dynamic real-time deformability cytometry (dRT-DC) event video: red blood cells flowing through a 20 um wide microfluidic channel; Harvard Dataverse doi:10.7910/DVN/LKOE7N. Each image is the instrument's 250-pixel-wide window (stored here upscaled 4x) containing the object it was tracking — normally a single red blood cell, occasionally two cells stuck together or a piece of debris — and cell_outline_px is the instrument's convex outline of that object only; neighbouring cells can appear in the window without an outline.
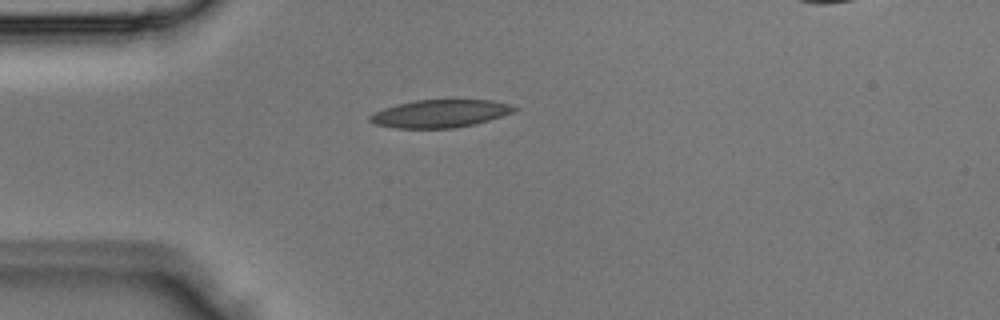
{"species": "Egyptian fruit bat (a non-hibernating species)", "species_latin": "Rousettus aegyptiacus", "temperature_condition": "room temperature", "stored_images_in_passage": 3, "camera_frame_rate_fps": 3000, "um_per_image_px": 0.085, "animal": {"sex": "male"}, "frame": {"image": 1, "passage_image": 3, "time_ms": 0.667, "image_size_px": [1000, 320], "cell_outline_px": [[520, 108], [512, 112], [476, 124], [452, 128], [396, 128], [376, 124], [368, 120], [368, 116], [384, 108], [396, 104], [416, 100], [492, 100], [512, 104]], "centroid_in_image_um": [37.42, 9.65], "position_along_channel_um": 47.6, "area_um2": 23.29}}